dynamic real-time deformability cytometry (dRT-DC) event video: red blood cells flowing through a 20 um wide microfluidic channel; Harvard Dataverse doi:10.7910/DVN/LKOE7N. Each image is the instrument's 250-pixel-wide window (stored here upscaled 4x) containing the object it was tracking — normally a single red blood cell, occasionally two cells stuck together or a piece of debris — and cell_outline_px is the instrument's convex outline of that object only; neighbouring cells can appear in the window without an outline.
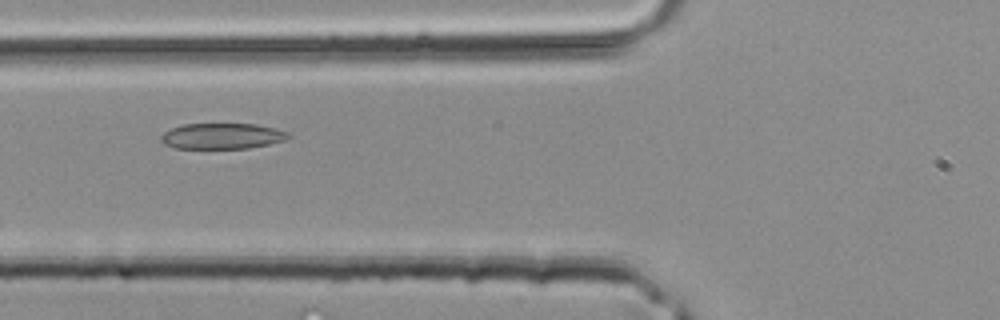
{"species": "common noctule bat (a hibernating species)", "species_latin": "Nyctalus noctula", "temperature_condition": "room temperature", "stored_images_in_passage": 29, "camera_frame_rate_fps": 3000, "um_per_image_px": 0.085, "animal": {"sex": "male", "body_mass_g": 20.4}, "frame": {"image": 1, "passage_image": 4, "time_ms": 1.0, "image_size_px": [1000, 320], "cell_outline_px": [[292, 136], [284, 140], [268, 144], [248, 148], [176, 148], [164, 144], [160, 140], [160, 136], [164, 132], [172, 128], [184, 124], [256, 124], [276, 128], [288, 132]], "centroid_in_image_um": [18.88, 11.56], "position_along_channel_um": 106.9, "area_um2": 19.07}}
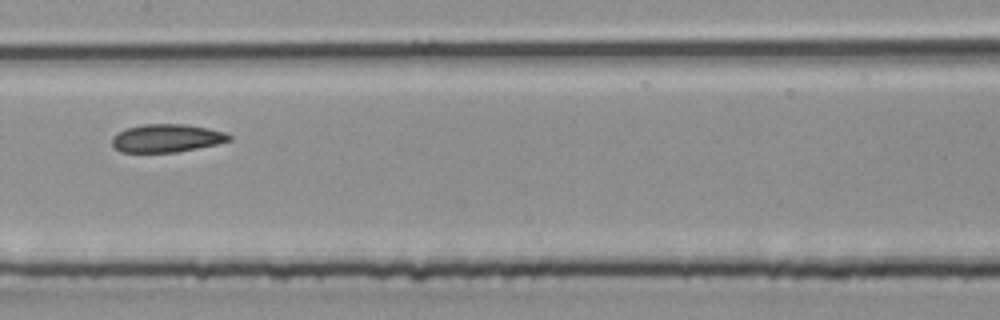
{"frame": {"image": 2, "passage_image": 9, "time_ms": 2.667, "image_size_px": [1000, 320], "cell_outline_px": [[232, 140], [216, 144], [176, 152], [120, 152], [112, 144], [112, 136], [116, 132], [124, 128], [144, 124], [188, 124], [228, 132], [232, 136]], "centroid_in_image_um": [14.17, 11.73], "position_along_channel_um": 193.2, "area_um2": 19.36}}
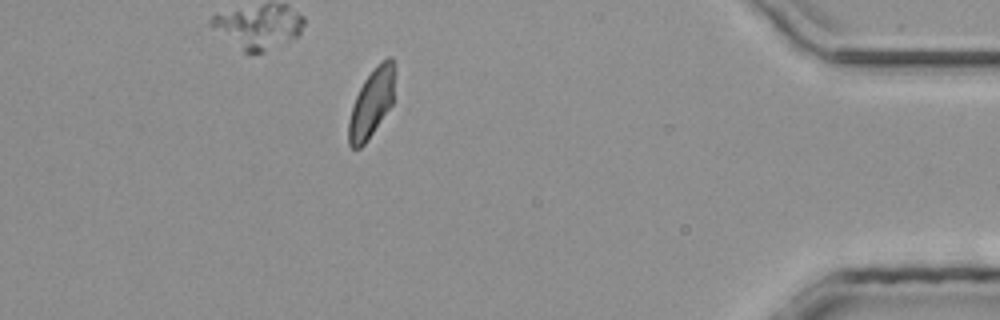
{"frame": {"image": 3, "passage_image": 24, "time_ms": 7.667, "image_size_px": [1000, 320], "cell_outline_px": [[392, 104], [368, 140], [360, 148], [352, 148], [348, 144], [348, 120], [356, 96], [364, 80], [380, 60], [388, 56], [392, 56]], "centroid_in_image_um": [31.53, 8.8], "position_along_channel_um": 403.7, "area_um2": 17.86}}